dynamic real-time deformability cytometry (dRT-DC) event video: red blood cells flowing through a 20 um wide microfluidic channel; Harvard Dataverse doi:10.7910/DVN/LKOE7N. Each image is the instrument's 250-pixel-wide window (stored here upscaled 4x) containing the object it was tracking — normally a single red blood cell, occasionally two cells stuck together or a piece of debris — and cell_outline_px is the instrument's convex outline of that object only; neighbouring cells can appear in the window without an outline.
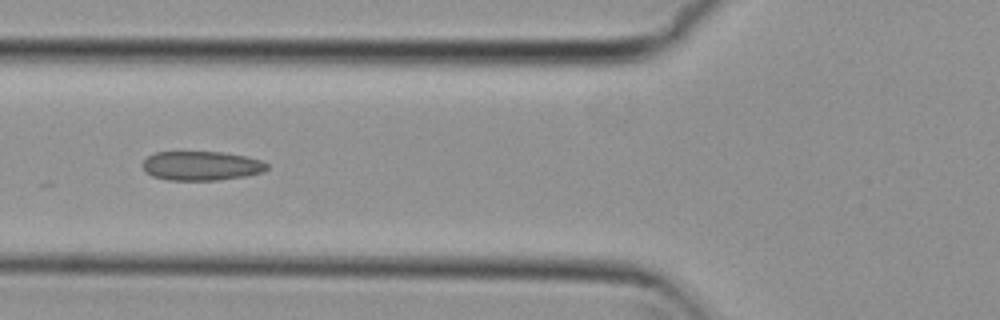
{"species": "common noctule bat (a hibernating species)", "species_latin": "Nyctalus noctula", "temperature_condition": "cold", "stored_images_in_passage": 7, "camera_frame_rate_fps": 3000, "um_per_image_px": 0.085, "animal": {"sex": "female", "body_mass_g": 29.2, "forearm_length_mm": 56.3}, "frame": {"image": 1, "passage_image": 6, "time_ms": 1.667, "image_size_px": [1000, 320], "cell_outline_px": [[268, 168], [264, 172], [244, 176], [220, 180], [168, 180], [152, 176], [144, 172], [144, 160], [148, 156], [156, 152], [220, 152], [244, 156], [260, 160], [268, 164]], "centroid_in_image_um": [17.11, 14.1], "position_along_channel_um": 108.7, "area_um2": 21.1}}
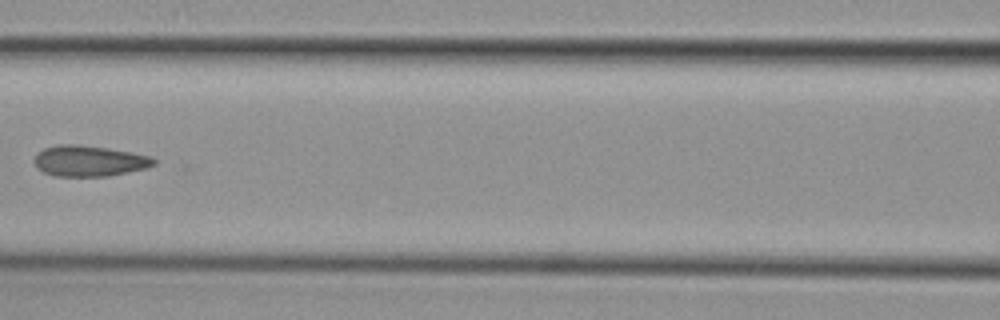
{"frame": {"image": 2, "passage_image": 7, "time_ms": 2.0, "image_size_px": [1000, 320], "cell_outline_px": [[156, 164], [148, 168], [108, 176], [56, 176], [44, 172], [36, 168], [32, 160], [36, 152], [44, 148], [56, 144], [80, 144], [108, 148], [132, 152], [152, 156], [156, 160]], "centroid_in_image_um": [7.56, 13.67], "position_along_channel_um": 159.0, "area_um2": 21.91}}